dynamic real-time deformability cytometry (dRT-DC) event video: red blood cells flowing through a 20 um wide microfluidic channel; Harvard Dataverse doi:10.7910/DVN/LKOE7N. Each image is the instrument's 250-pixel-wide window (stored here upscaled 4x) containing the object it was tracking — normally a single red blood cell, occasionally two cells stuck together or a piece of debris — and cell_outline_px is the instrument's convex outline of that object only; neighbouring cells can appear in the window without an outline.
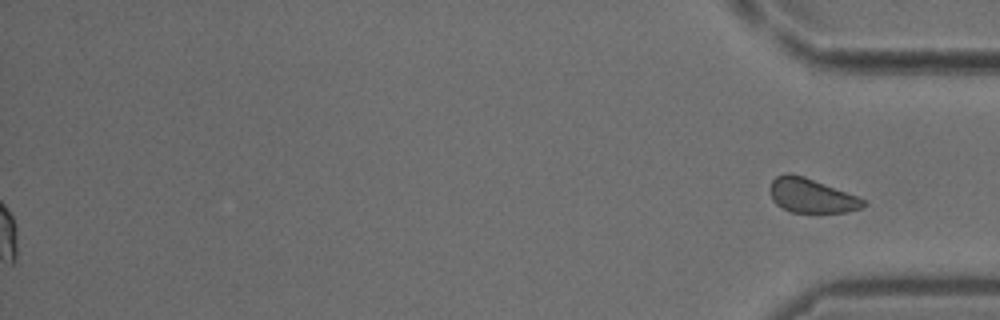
{"species": "common noctule bat (a hibernating species)", "species_latin": "Nyctalus noctula", "temperature_condition": "cold", "stored_images_in_passage": 40, "segment_of_instrument_passage": [2, 2], "camera_frame_rate_fps": 3000, "um_per_image_px": 0.085, "animal": {"sex": "male", "body_mass_g": 18.8}, "frame": {"image": 1, "passage_image": 40, "time_ms": 13.0, "image_size_px": [1000, 320], "cell_outline_px": [[868, 204], [864, 208], [844, 212], [792, 212], [776, 204], [772, 200], [768, 188], [772, 180], [776, 176], [784, 172], [792, 172], [804, 176], [856, 196], [864, 200]], "centroid_in_image_um": [68.92, 16.61], "position_along_channel_um": 366.3, "area_um2": 18.73}}